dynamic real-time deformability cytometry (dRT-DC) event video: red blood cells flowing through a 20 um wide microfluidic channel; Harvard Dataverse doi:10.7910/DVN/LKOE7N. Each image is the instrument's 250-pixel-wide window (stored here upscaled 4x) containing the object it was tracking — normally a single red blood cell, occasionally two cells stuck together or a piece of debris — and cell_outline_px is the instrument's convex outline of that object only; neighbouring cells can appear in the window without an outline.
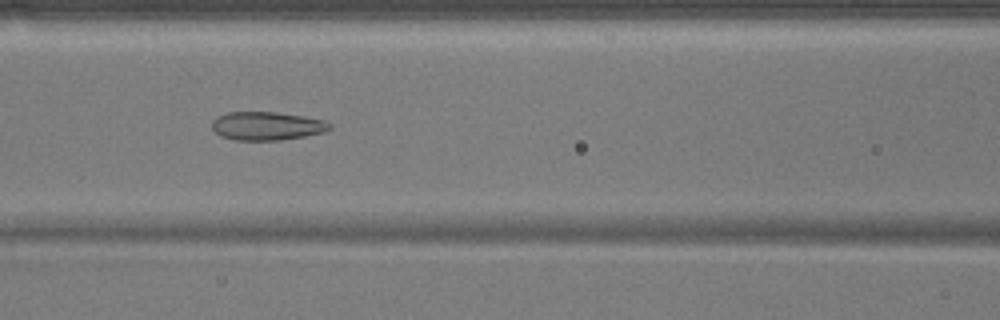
{"species": "common noctule bat (a hibernating species)", "species_latin": "Nyctalus noctula", "temperature_condition": "warm", "stored_images_in_passage": 52, "camera_frame_rate_fps": 3000, "um_per_image_px": 0.085, "animal": {"sex": "male", "body_mass_g": 17.9}, "frame": {"image": 1, "passage_image": 22, "time_ms": 7.0, "image_size_px": [1000, 320], "cell_outline_px": [[332, 128], [324, 132], [304, 136], [280, 140], [236, 140], [220, 136], [212, 128], [212, 120], [216, 116], [228, 112], [276, 112], [304, 116], [324, 120], [332, 124]], "centroid_in_image_um": [22.68, 10.7], "position_along_channel_um": 143.9, "area_um2": 19.59}}
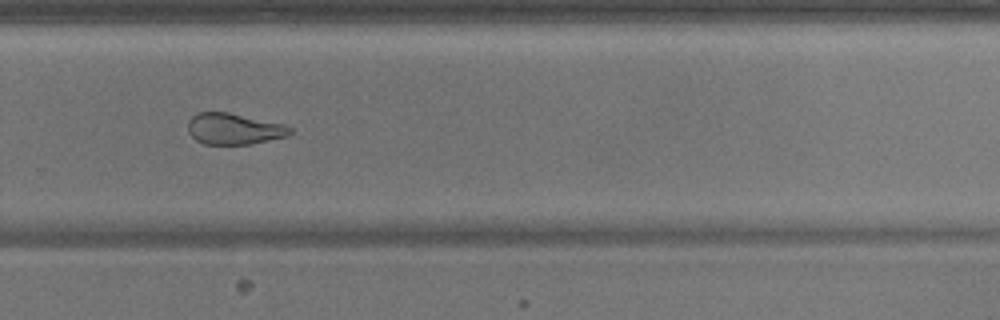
{"frame": {"image": 2, "passage_image": 35, "time_ms": 11.333, "image_size_px": [1000, 320], "cell_outline_px": [[292, 132], [288, 136], [248, 144], [204, 144], [196, 140], [188, 132], [188, 120], [192, 116], [200, 112], [228, 112], [284, 124], [292, 128]], "centroid_in_image_um": [19.88, 10.95], "position_along_channel_um": 309.9, "area_um2": 18.5}}
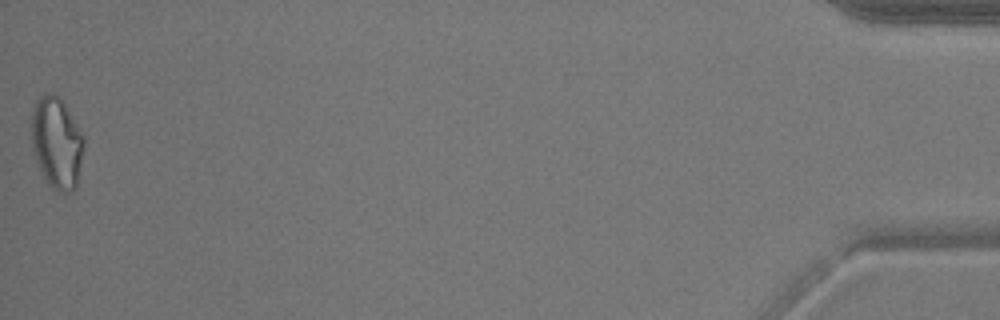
{"frame": {"image": 3, "passage_image": 52, "time_ms": 17.0, "image_size_px": [1000, 320], "cell_outline_px": [[84, 148], [76, 188], [72, 192], [56, 192], [48, 184], [36, 160], [32, 148], [32, 112], [36, 100], [40, 96], [48, 92], [52, 92], [64, 104], [84, 136]], "centroid_in_image_um": [4.83, 12.16], "position_along_channel_um": 430.4, "area_um2": 27.8}, "authors_computed_cell_mechanics": {"area_um2": 22.6287, "velocity_mm_per_s": 3.8462, "shape_relaxation_time_tau1_ms": null, "shape_relaxation_time_tau2_ms": 2.4522, "deformation_change_tau1": null, "deformation_change_tau2": 0.0904}}